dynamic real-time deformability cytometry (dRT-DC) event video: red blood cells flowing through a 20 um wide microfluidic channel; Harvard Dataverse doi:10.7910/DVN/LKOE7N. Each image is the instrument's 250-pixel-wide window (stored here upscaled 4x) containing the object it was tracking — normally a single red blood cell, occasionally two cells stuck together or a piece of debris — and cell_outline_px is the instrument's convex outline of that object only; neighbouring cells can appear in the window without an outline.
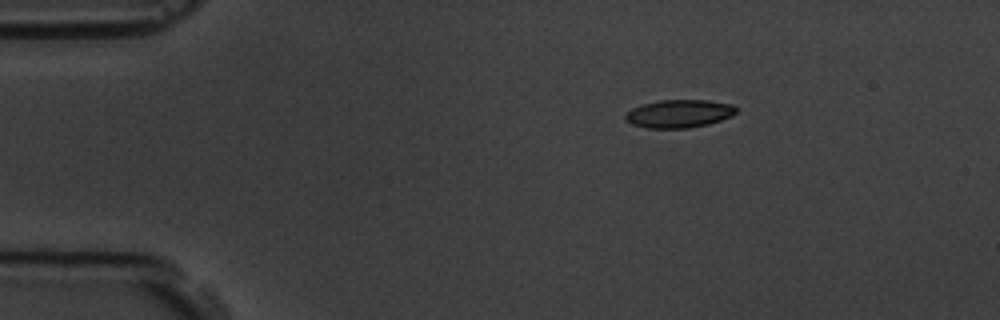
{"species": "common noctule bat (a hibernating species)", "species_latin": "Nyctalus noctula", "temperature_condition": "room temperature", "stored_images_in_passage": 49, "camera_frame_rate_fps": 3000, "um_per_image_px": 0.085, "animal": {"sex": "male", "body_mass_g": 19.5, "forearm_length_mm": 54.6}, "frame": {"image": 1, "passage_image": 1, "time_ms": 0.0, "image_size_px": [1000, 320], "cell_outline_px": [[736, 112], [732, 116], [708, 124], [688, 128], [648, 128], [632, 124], [624, 120], [624, 116], [632, 108], [644, 104], [660, 100], [708, 100], [732, 104], [736, 108]], "centroid_in_image_um": [57.72, 9.66], "position_along_channel_um": 27.3, "area_um2": 18.03}}
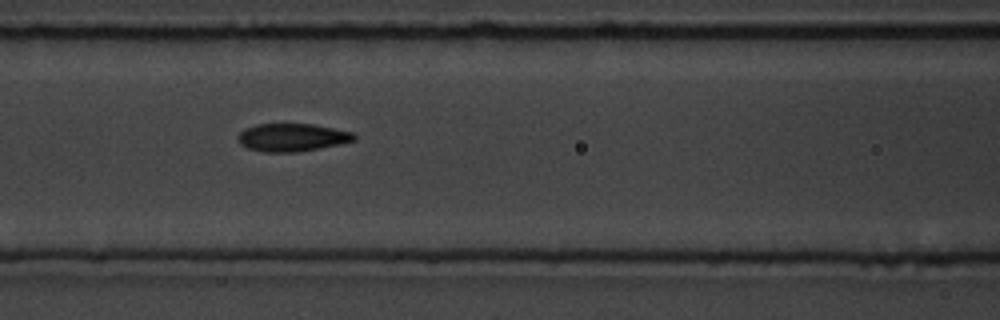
{"frame": {"image": 2, "passage_image": 16, "time_ms": 5.0, "image_size_px": [1000, 320], "cell_outline_px": [[356, 140], [340, 144], [296, 152], [264, 152], [248, 148], [240, 144], [236, 136], [244, 128], [256, 124], [312, 124], [352, 132], [356, 136]], "centroid_in_image_um": [24.79, 11.68], "position_along_channel_um": 141.8, "area_um2": 18.84}}
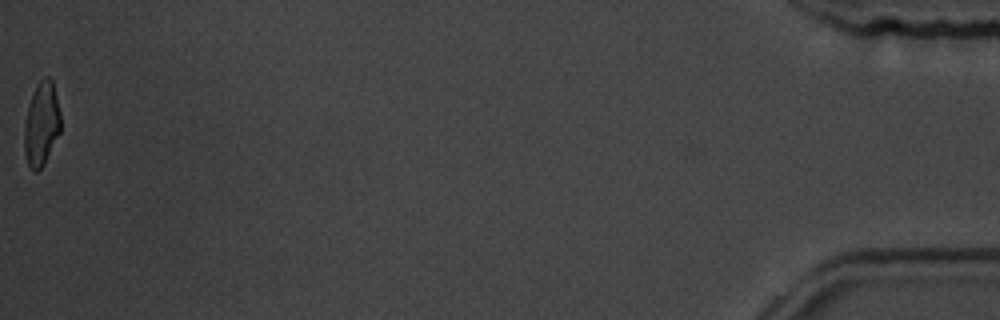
{"frame": {"image": 3, "passage_image": 49, "time_ms": 16.0, "image_size_px": [1000, 320], "cell_outline_px": [[60, 132], [44, 164], [36, 172], [28, 164], [24, 152], [24, 124], [32, 92], [36, 84], [44, 76], [48, 76], [52, 80], [60, 112]], "centroid_in_image_um": [3.52, 10.51], "position_along_channel_um": 431.7, "area_um2": 17.69}, "authors_computed_cell_mechanics": {"area_um2": 18.6116, "velocity_mm_per_s": 3.5532, "shape_relaxation_time_tau1_ms": 2.8901, "shape_relaxation_time_tau2_ms": 1.2649, "deformation_change_tau1": 0.1375, "deformation_change_tau2": 0.053}}